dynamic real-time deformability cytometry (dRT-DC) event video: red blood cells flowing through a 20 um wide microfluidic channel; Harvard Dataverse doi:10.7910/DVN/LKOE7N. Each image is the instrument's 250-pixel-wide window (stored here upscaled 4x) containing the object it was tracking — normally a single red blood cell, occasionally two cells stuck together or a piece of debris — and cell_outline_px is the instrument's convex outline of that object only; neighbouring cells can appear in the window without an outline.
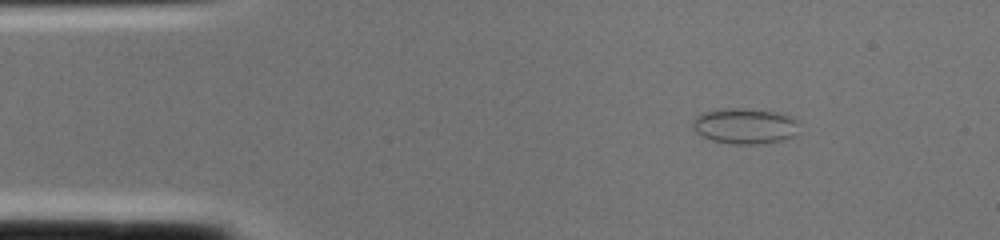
{"species": "common noctule bat (a hibernating species)", "species_latin": "Nyctalus noctula", "temperature_condition": "cold", "stored_images_in_passage": 1, "camera_frame_rate_fps": 3000, "um_per_image_px": 0.085, "animal": {"sex": "female", "body_mass_g": 22.0, "forearm_length_mm": 56.7}, "frame": {"image": 1, "passage_image": 1, "time_ms": 0.0, "image_size_px": [1000, 240], "cell_outline_px": [[800, 124], [796, 136], [784, 140], [756, 144], [732, 144], [712, 140], [700, 136], [692, 128], [692, 120], [700, 112], [724, 108], [744, 108], [776, 112], [800, 120]], "centroid_in_image_um": [63.31, 10.71], "position_along_channel_um": 21.7, "area_um2": 22.6}}